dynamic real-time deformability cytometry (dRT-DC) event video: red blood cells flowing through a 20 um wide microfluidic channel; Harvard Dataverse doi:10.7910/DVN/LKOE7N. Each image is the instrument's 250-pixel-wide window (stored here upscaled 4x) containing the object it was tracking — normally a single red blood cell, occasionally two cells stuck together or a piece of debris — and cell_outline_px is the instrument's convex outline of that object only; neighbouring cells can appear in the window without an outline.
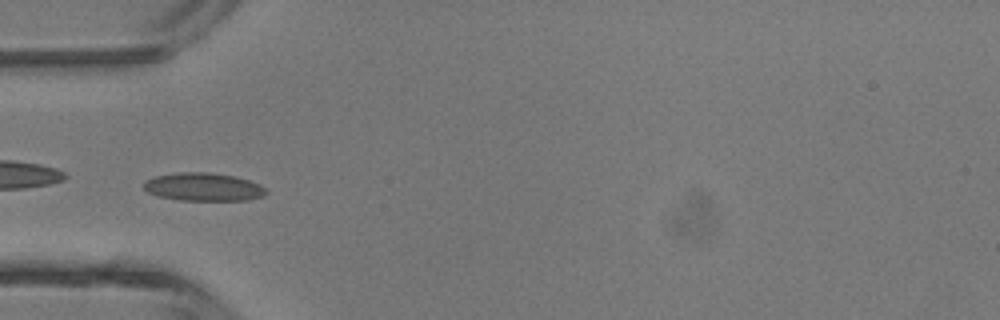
{"species": "common noctule bat (a hibernating species)", "species_latin": "Nyctalus noctula", "temperature_condition": "room temperature", "stored_images_in_passage": 45, "camera_frame_rate_fps": 3000, "um_per_image_px": 0.085, "animal": {"sex": "male", "body_mass_g": 13.3}, "frame": {"image": 1, "passage_image": 14, "time_ms": 4.333, "image_size_px": [1000, 320], "cell_outline_px": [[268, 192], [264, 196], [248, 200], [180, 200], [156, 196], [148, 192], [144, 188], [144, 184], [148, 180], [156, 176], [180, 172], [208, 172], [236, 176], [260, 184], [268, 188]], "centroid_in_image_um": [17.35, 15.89], "position_along_channel_um": 67.6, "area_um2": 20.11}}
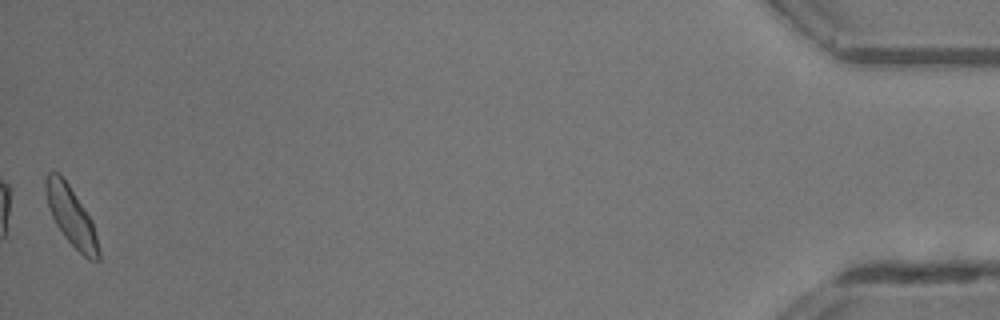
{"frame": {"image": 2, "passage_image": 45, "time_ms": 14.667, "image_size_px": [1000, 320], "cell_outline_px": [[100, 260], [88, 260], [64, 236], [56, 224], [48, 208], [44, 188], [44, 180], [48, 172], [56, 172], [68, 184], [92, 220], [100, 252]], "centroid_in_image_um": [6.04, 18.39], "position_along_channel_um": 429.2, "area_um2": 17.92}, "authors_computed_cell_mechanics": {"area_um2": 18.496, "velocity_mm_per_s": 4.461, "shape_relaxation_time_tau1_ms": 1.816, "shape_relaxation_time_tau2_ms": 0.8578, "deformation_change_tau1": 0.084, "deformation_change_tau2": 0.0549}}